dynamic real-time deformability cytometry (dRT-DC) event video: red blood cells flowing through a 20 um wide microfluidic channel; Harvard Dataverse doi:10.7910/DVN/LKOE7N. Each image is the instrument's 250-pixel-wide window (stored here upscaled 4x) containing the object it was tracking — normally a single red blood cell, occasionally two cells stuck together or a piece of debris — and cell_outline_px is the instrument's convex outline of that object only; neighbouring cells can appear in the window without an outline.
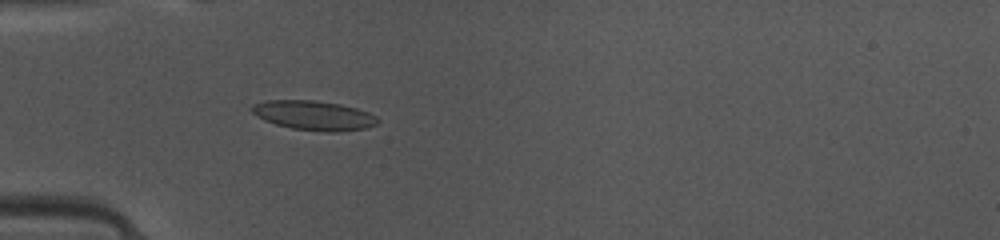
{"species": "common noctule bat (a hibernating species)", "species_latin": "Nyctalus noctula", "temperature_condition": "warm", "stored_images_in_passage": 49, "camera_frame_rate_fps": 3000, "um_per_image_px": 0.085, "animal": {"sex": "female", "body_mass_g": 10.0, "forearm_length_mm": 53.1}, "frame": {"image": 1, "passage_image": 15, "time_ms": 4.667, "image_size_px": [1000, 240], "cell_outline_px": [[380, 120], [376, 124], [364, 128], [336, 132], [324, 132], [292, 128], [276, 124], [264, 120], [256, 116], [248, 108], [252, 104], [268, 100], [312, 100], [340, 104], [356, 108], [368, 112], [376, 116]], "centroid_in_image_um": [26.64, 9.8], "position_along_channel_um": 58.4, "area_um2": 21.62}}
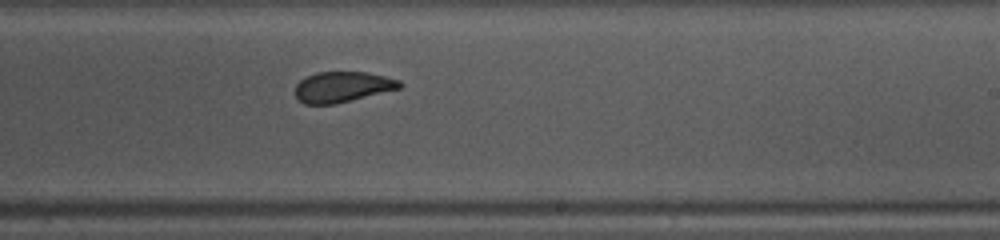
{"frame": {"image": 2, "passage_image": 30, "time_ms": 9.667, "image_size_px": [1000, 240], "cell_outline_px": [[404, 84], [400, 88], [336, 104], [304, 104], [296, 100], [296, 84], [300, 80], [316, 72], [368, 72], [400, 80]], "centroid_in_image_um": [29.1, 7.39], "position_along_channel_um": 259.9, "area_um2": 18.67}}
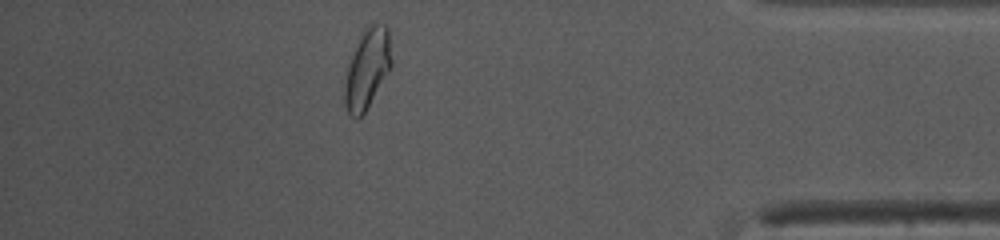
{"frame": {"image": 3, "passage_image": 43, "time_ms": 14.0, "image_size_px": [1000, 240], "cell_outline_px": [[392, 68], [364, 112], [356, 120], [348, 112], [344, 100], [344, 88], [348, 68], [360, 32], [364, 28], [372, 24], [384, 24], [388, 28], [392, 60]], "centroid_in_image_um": [31.24, 5.81], "position_along_channel_um": 404.0, "area_um2": 21.62}, "authors_computed_cell_mechanics": {"area_um2": 20.1722, "velocity_mm_per_s": 4.1144, "shape_relaxation_time_tau1_ms": null, "shape_relaxation_time_tau2_ms": 1.3285, "deformation_change_tau1": null, "deformation_change_tau2": 0.0598}}